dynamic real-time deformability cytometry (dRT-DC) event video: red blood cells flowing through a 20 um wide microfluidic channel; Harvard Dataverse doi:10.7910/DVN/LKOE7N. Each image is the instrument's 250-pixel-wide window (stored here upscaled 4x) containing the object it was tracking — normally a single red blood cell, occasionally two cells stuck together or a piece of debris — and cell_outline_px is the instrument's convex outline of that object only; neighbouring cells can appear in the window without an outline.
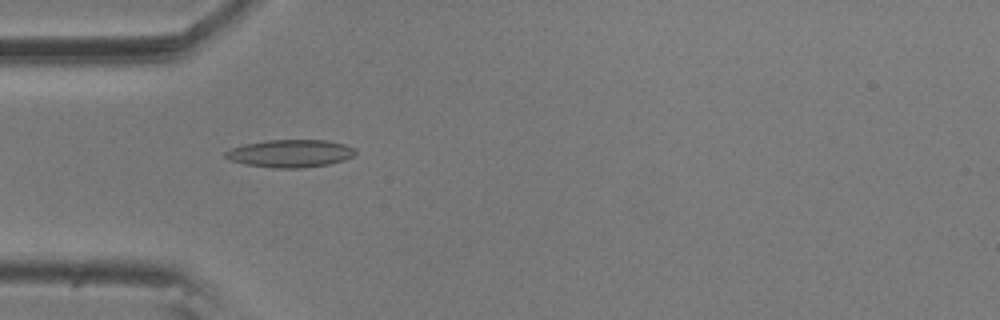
{"species": "common noctule bat (a hibernating species)", "species_latin": "Nyctalus noctula", "temperature_condition": "room temperature", "stored_images_in_passage": 56, "camera_frame_rate_fps": 3000, "um_per_image_px": 0.085, "animal": {"sex": "male", "body_mass_g": 20.5, "forearm_length_mm": 52.5}, "frame": {"image": 1, "passage_image": 17, "time_ms": 5.333, "image_size_px": [1000, 320], "cell_outline_px": [[356, 152], [352, 156], [344, 160], [328, 164], [304, 168], [272, 168], [244, 164], [232, 160], [224, 156], [224, 152], [232, 148], [244, 144], [264, 140], [324, 140], [344, 144], [356, 148]], "centroid_in_image_um": [24.67, 13.04], "position_along_channel_um": 60.3, "area_um2": 20.98}}
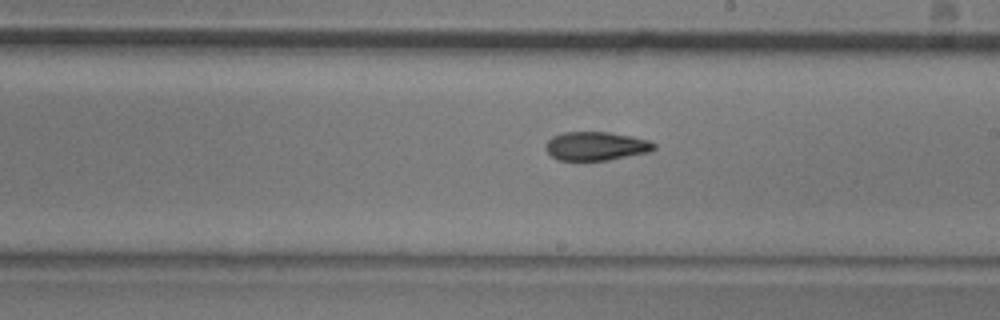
{"frame": {"image": 2, "passage_image": 32, "time_ms": 10.333, "image_size_px": [1000, 320], "cell_outline_px": [[656, 148], [648, 152], [608, 160], [556, 160], [544, 148], [548, 140], [552, 136], [564, 132], [608, 132], [632, 136], [648, 140], [656, 144]], "centroid_in_image_um": [50.65, 12.41], "position_along_channel_um": 238.4, "area_um2": 18.09}}
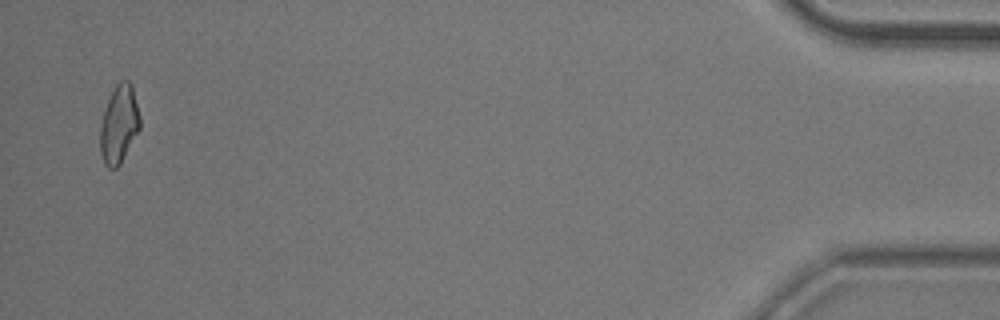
{"frame": {"image": 3, "passage_image": 55, "time_ms": 18.0, "image_size_px": [1000, 320], "cell_outline_px": [[140, 128], [120, 164], [116, 168], [108, 168], [104, 164], [100, 152], [100, 124], [108, 100], [116, 84], [120, 80], [128, 80], [132, 84], [140, 116]], "centroid_in_image_um": [10.12, 10.56], "position_along_channel_um": 425.1, "area_um2": 18.03}, "authors_computed_cell_mechanics": {"area_um2": 18.9006, "velocity_mm_per_s": 3.5748, "shape_relaxation_time_tau1_ms": 8.4373, "shape_relaxation_time_tau2_ms": 4.4171, "deformation_change_tau1": 0.1675, "deformation_change_tau2": 0.1246}}